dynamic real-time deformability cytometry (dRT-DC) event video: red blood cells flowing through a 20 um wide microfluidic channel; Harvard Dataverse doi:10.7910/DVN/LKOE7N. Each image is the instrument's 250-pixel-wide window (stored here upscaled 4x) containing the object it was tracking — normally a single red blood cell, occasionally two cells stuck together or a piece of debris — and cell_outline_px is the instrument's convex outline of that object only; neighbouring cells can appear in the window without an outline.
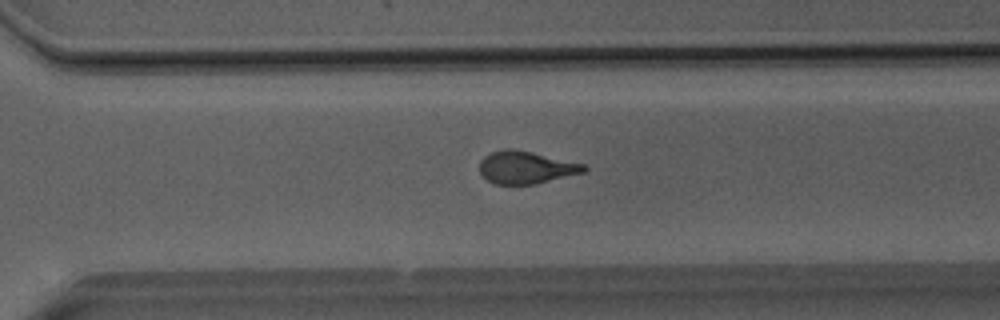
{"species": "Egyptian fruit bat (a non-hibernating species)", "species_latin": "Rousettus aegyptiacus", "temperature_condition": "room temperature", "stored_images_in_passage": 25, "camera_frame_rate_fps": 3000, "um_per_image_px": 0.085, "animal": {"sex": "male"}, "frame": {"image": 1, "passage_image": 21, "time_ms": 6.667, "image_size_px": [1000, 320], "cell_outline_px": [[588, 168], [584, 172], [536, 184], [496, 184], [488, 180], [480, 172], [480, 160], [484, 156], [492, 152], [504, 148], [512, 148], [532, 152], [588, 164]], "centroid_in_image_um": [44.74, 14.22], "position_along_channel_um": 325.9, "area_um2": 19.88}}